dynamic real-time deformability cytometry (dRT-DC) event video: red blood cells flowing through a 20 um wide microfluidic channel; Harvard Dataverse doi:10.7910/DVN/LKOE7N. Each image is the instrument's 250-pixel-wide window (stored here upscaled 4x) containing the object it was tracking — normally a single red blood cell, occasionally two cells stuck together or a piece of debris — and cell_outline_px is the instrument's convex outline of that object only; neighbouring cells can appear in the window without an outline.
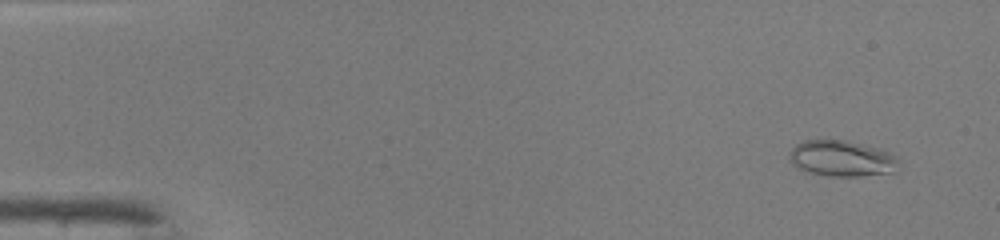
{"species": "common noctule bat (a hibernating species)", "species_latin": "Nyctalus noctula", "temperature_condition": "warm", "stored_images_in_passage": 46, "camera_frame_rate_fps": 3000, "um_per_image_px": 0.085, "animal": {"sex": "male", "body_mass_g": 19.0, "forearm_length_mm": 50.8}, "frame": {"image": 1, "passage_image": 2, "time_ms": 0.333, "image_size_px": [1000, 240], "cell_outline_px": [[896, 160], [892, 172], [860, 176], [832, 176], [808, 172], [800, 168], [792, 160], [792, 148], [796, 144], [804, 140], [844, 140], [876, 148], [888, 152], [896, 156]], "centroid_in_image_um": [71.54, 13.46], "position_along_channel_um": 13.5, "area_um2": 22.02}}
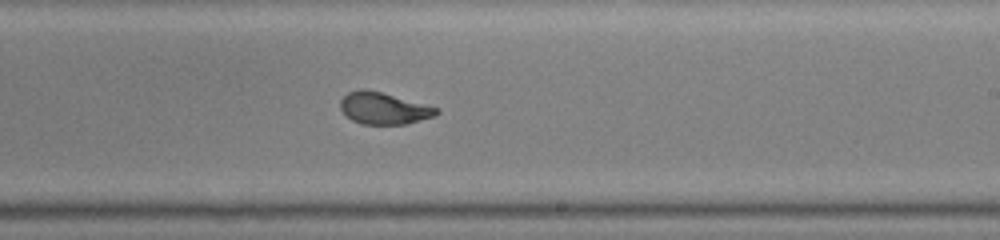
{"frame": {"image": 2, "passage_image": 28, "time_ms": 9.0, "image_size_px": [1000, 240], "cell_outline_px": [[440, 112], [436, 116], [408, 124], [364, 124], [352, 120], [340, 108], [340, 100], [348, 92], [360, 88], [364, 88], [380, 92], [440, 108]], "centroid_in_image_um": [32.65, 9.21], "position_along_channel_um": 256.4, "area_um2": 17.8}}
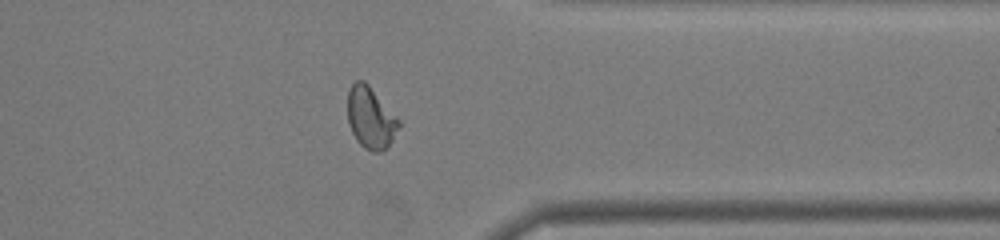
{"frame": {"image": 3, "passage_image": 37, "time_ms": 12.0, "image_size_px": [1000, 240], "cell_outline_px": [[400, 128], [392, 140], [380, 152], [372, 152], [364, 148], [356, 140], [348, 124], [348, 92], [352, 84], [356, 80], [364, 80], [368, 84], [400, 120]], "centroid_in_image_um": [31.5, 10.02], "position_along_channel_um": 379.9, "area_um2": 18.32}, "authors_computed_cell_mechanics": {"area_um2": 18.9006, "velocity_mm_per_s": 4.2796, "shape_relaxation_time_tau1_ms": 10.9114, "shape_relaxation_time_tau2_ms": 0.7596, "deformation_change_tau1": 0.3521, "deformation_change_tau2": 0.0649}}